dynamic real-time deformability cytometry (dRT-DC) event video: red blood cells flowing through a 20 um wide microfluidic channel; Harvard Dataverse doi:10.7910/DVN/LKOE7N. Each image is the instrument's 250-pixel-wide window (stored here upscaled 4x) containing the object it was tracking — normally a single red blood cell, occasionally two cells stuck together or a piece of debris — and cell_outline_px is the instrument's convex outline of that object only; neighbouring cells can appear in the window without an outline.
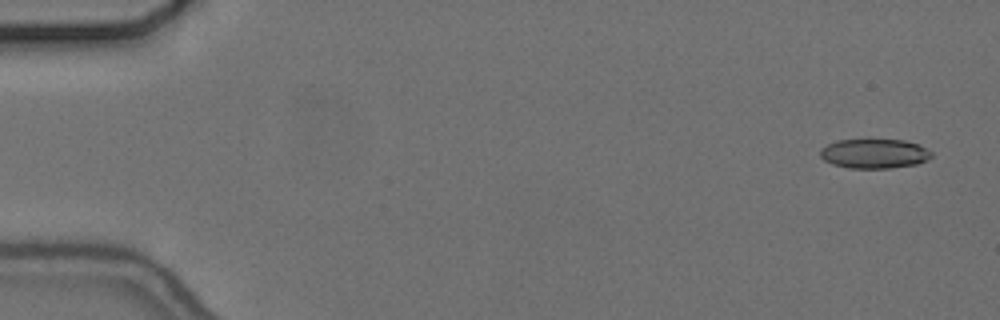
{"species": "common noctule bat (a hibernating species)", "species_latin": "Nyctalus noctula", "temperature_condition": "cold", "stored_images_in_passage": 55, "camera_frame_rate_fps": 3000, "um_per_image_px": 0.085, "animal": {"sex": "female", "body_mass_g": 24.6, "forearm_length_mm": 56.2}, "frame": {"image": 1, "passage_image": 1, "time_ms": 0.0, "image_size_px": [1000, 320], "cell_outline_px": [[932, 156], [928, 160], [916, 164], [892, 168], [848, 168], [832, 164], [824, 160], [820, 156], [820, 148], [836, 140], [868, 136], [904, 140], [920, 144], [932, 152]], "centroid_in_image_um": [74.3, 13.0], "position_along_channel_um": 10.7, "area_um2": 20.23}}
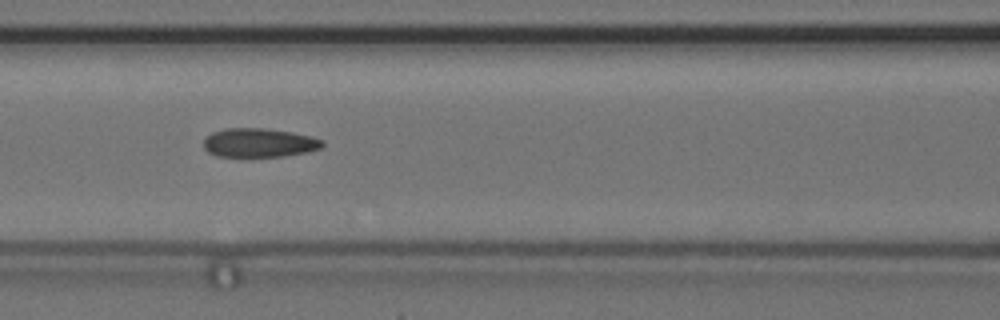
{"frame": {"image": 2, "passage_image": 23, "time_ms": 7.333, "image_size_px": [1000, 320], "cell_outline_px": [[324, 144], [320, 148], [308, 152], [284, 156], [216, 156], [208, 152], [204, 148], [204, 140], [212, 132], [224, 128], [264, 128], [292, 132], [312, 136], [324, 140]], "centroid_in_image_um": [22.04, 12.13], "position_along_channel_um": 144.6, "area_um2": 20.06}}
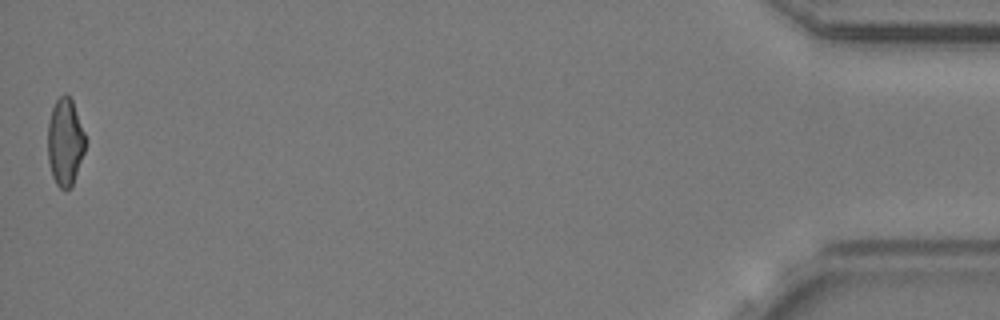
{"frame": {"image": 3, "passage_image": 54, "time_ms": 17.667, "image_size_px": [1000, 320], "cell_outline_px": [[84, 152], [72, 184], [64, 192], [56, 184], [52, 176], [48, 160], [48, 120], [52, 108], [56, 100], [64, 92], [72, 100], [84, 132]], "centroid_in_image_um": [5.5, 12.06], "position_along_channel_um": 429.7, "area_um2": 18.9}}